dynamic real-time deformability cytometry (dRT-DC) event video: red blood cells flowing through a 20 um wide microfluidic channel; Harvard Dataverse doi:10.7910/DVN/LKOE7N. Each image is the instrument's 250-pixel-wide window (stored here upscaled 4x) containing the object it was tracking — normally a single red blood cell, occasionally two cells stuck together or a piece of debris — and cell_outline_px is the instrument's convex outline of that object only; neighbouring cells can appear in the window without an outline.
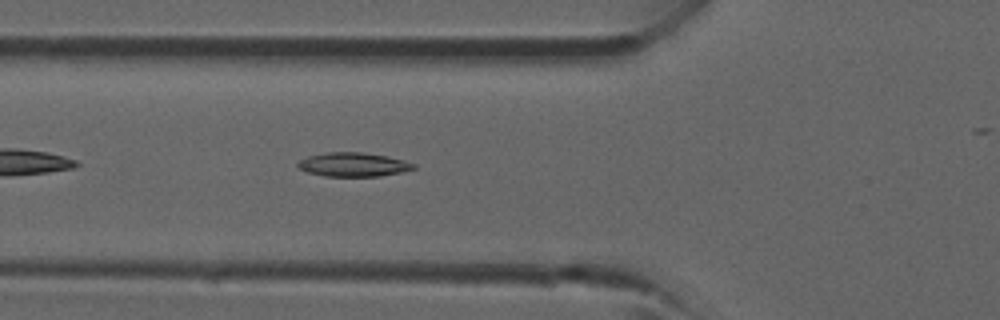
{"species": "common noctule bat (a hibernating species)", "species_latin": "Nyctalus noctula", "temperature_condition": "room temperature", "stored_images_in_passage": 35, "camera_frame_rate_fps": 3000, "um_per_image_px": 0.085, "animal": {"sex": "male", "forearm_length_mm": 52.5}, "frame": {"image": 1, "passage_image": 14, "time_ms": 4.333, "image_size_px": [1000, 320], "cell_outline_px": [[416, 168], [400, 172], [380, 176], [324, 176], [308, 172], [296, 168], [296, 164], [300, 160], [308, 156], [324, 152], [360, 152], [388, 156], [404, 160], [416, 164]], "centroid_in_image_um": [30.0, 13.98], "position_along_channel_um": 95.8, "area_um2": 16.24}}
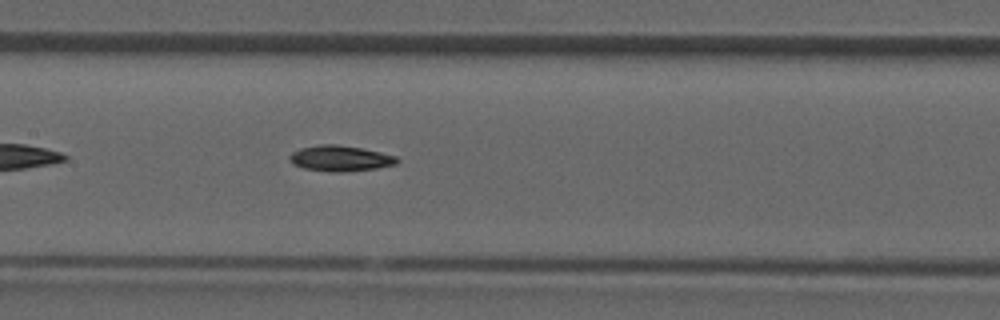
{"frame": {"image": 2, "passage_image": 19, "time_ms": 6.0, "image_size_px": [1000, 320], "cell_outline_px": [[400, 160], [396, 164], [376, 168], [340, 172], [332, 172], [304, 168], [292, 164], [288, 156], [292, 152], [300, 148], [316, 144], [336, 144], [360, 148], [380, 152], [396, 156]], "centroid_in_image_um": [28.89, 13.45], "position_along_channel_um": 178.5, "area_um2": 16.07}}
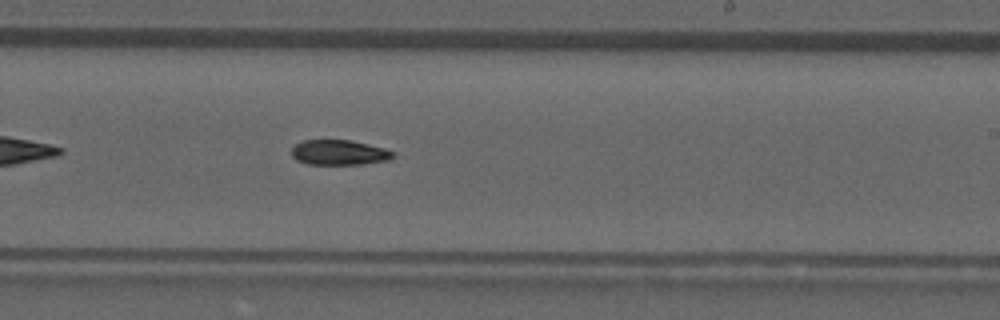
{"frame": {"image": 3, "passage_image": 24, "time_ms": 7.667, "image_size_px": [1000, 320], "cell_outline_px": [[396, 156], [392, 160], [364, 164], [308, 164], [296, 160], [292, 156], [292, 148], [296, 144], [304, 140], [348, 140], [368, 144], [384, 148], [396, 152]], "centroid_in_image_um": [28.89, 12.97], "position_along_channel_um": 260.1, "area_um2": 14.97}}